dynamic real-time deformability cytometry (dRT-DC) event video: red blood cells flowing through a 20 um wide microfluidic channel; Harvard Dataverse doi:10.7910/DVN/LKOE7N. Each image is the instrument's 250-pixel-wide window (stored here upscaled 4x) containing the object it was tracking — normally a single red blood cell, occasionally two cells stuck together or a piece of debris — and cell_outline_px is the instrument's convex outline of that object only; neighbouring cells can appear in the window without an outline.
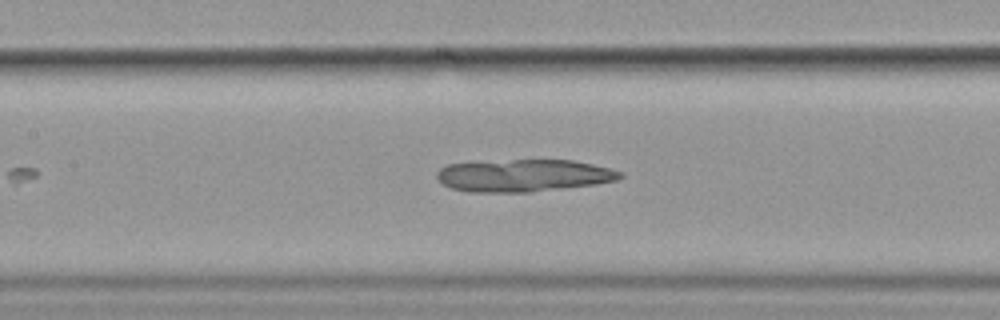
{"species": "common noctule bat (a hibernating species)", "species_latin": "Nyctalus noctula", "temperature_condition": "cold", "stored_images_in_passage": 5, "camera_frame_rate_fps": 3000, "um_per_image_px": 0.085, "animal": {"sex": "female", "body_mass_g": 19.9}, "frame": {"image": 1, "passage_image": 5, "time_ms": 4.667, "image_size_px": [1000, 320], "cell_outline_px": [[624, 176], [616, 180], [596, 184], [532, 192], [468, 192], [452, 188], [444, 184], [436, 176], [436, 172], [440, 168], [448, 164], [512, 160], [572, 160], [592, 164], [624, 172]], "centroid_in_image_um": [44.53, 14.92], "position_along_channel_um": 162.9, "area_um2": 34.39}}